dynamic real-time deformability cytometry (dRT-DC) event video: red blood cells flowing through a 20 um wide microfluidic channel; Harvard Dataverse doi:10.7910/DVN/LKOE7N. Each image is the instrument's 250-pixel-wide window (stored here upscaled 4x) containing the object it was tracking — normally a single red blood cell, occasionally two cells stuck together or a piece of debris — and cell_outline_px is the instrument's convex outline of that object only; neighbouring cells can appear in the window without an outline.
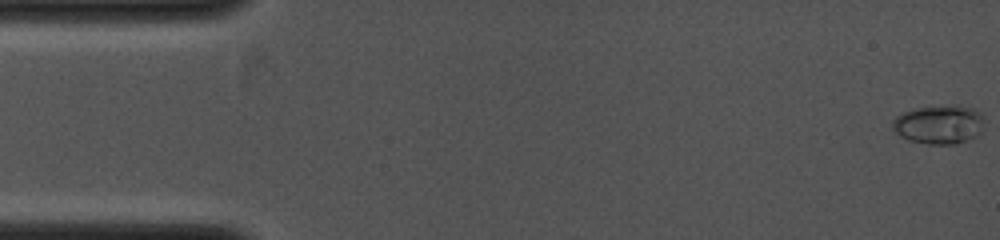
{"species": "common noctule bat (a hibernating species)", "species_latin": "Nyctalus noctula", "temperature_condition": "cold", "stored_images_in_passage": 30, "camera_frame_rate_fps": 4000, "um_per_image_px": 0.085, "animal": {"sex": "female", "body_mass_g": 19.0, "forearm_length_mm": 53.3}, "frame": {"image": 1, "passage_image": 1, "time_ms": 0.0, "image_size_px": [1000, 240], "cell_outline_px": [[984, 116], [980, 132], [976, 136], [956, 144], [928, 144], [908, 140], [900, 136], [892, 128], [892, 120], [900, 112], [912, 108], [972, 108], [980, 112]], "centroid_in_image_um": [79.76, 10.62], "position_along_channel_um": 5.2, "area_um2": 20.23}}
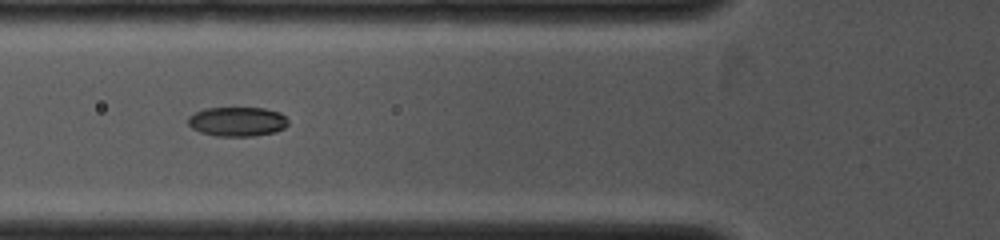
{"frame": {"image": 2, "passage_image": 22, "time_ms": 4.5, "image_size_px": [1000, 240], "cell_outline_px": [[288, 124], [284, 128], [276, 132], [252, 136], [216, 136], [200, 132], [192, 128], [188, 124], [188, 116], [204, 108], [264, 108], [280, 112], [288, 120]], "centroid_in_image_um": [20.17, 10.33], "position_along_channel_um": 105.6, "area_um2": 17.22}}
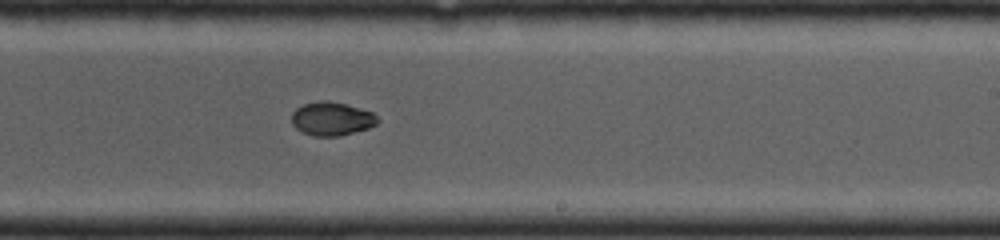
{"frame": {"image": 3, "passage_image": 30, "time_ms": 7.5, "image_size_px": [1000, 240], "cell_outline_px": [[380, 120], [376, 124], [368, 128], [340, 136], [312, 136], [300, 132], [292, 124], [292, 112], [296, 108], [304, 104], [344, 104], [372, 112]], "centroid_in_image_um": [28.19, 10.16], "position_along_channel_um": 260.8, "area_um2": 16.13}}